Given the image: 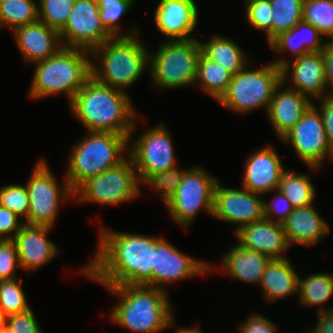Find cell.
Returning <instances> with one entry per match:
<instances>
[{
	"label": "cell",
	"instance_id": "obj_32",
	"mask_svg": "<svg viewBox=\"0 0 333 333\" xmlns=\"http://www.w3.org/2000/svg\"><path fill=\"white\" fill-rule=\"evenodd\" d=\"M137 0H98L99 17L103 26L113 36H133L140 33L138 25H134L131 30L125 32L121 27L123 16L131 11ZM122 32V33H121Z\"/></svg>",
	"mask_w": 333,
	"mask_h": 333
},
{
	"label": "cell",
	"instance_id": "obj_29",
	"mask_svg": "<svg viewBox=\"0 0 333 333\" xmlns=\"http://www.w3.org/2000/svg\"><path fill=\"white\" fill-rule=\"evenodd\" d=\"M301 277L299 275L298 303L306 308L320 306L318 314L332 309L333 305L326 306V303L333 296V272H316Z\"/></svg>",
	"mask_w": 333,
	"mask_h": 333
},
{
	"label": "cell",
	"instance_id": "obj_30",
	"mask_svg": "<svg viewBox=\"0 0 333 333\" xmlns=\"http://www.w3.org/2000/svg\"><path fill=\"white\" fill-rule=\"evenodd\" d=\"M311 178V174L284 169L277 189L284 194L294 209L312 205L316 198V186L311 182Z\"/></svg>",
	"mask_w": 333,
	"mask_h": 333
},
{
	"label": "cell",
	"instance_id": "obj_19",
	"mask_svg": "<svg viewBox=\"0 0 333 333\" xmlns=\"http://www.w3.org/2000/svg\"><path fill=\"white\" fill-rule=\"evenodd\" d=\"M275 149L267 144L247 156L241 178L242 187L262 196L278 188L285 167L281 155Z\"/></svg>",
	"mask_w": 333,
	"mask_h": 333
},
{
	"label": "cell",
	"instance_id": "obj_22",
	"mask_svg": "<svg viewBox=\"0 0 333 333\" xmlns=\"http://www.w3.org/2000/svg\"><path fill=\"white\" fill-rule=\"evenodd\" d=\"M12 36L28 65L51 57L62 47L59 32L40 20L15 28Z\"/></svg>",
	"mask_w": 333,
	"mask_h": 333
},
{
	"label": "cell",
	"instance_id": "obj_26",
	"mask_svg": "<svg viewBox=\"0 0 333 333\" xmlns=\"http://www.w3.org/2000/svg\"><path fill=\"white\" fill-rule=\"evenodd\" d=\"M282 225L290 246H314L331 231L314 204L293 209Z\"/></svg>",
	"mask_w": 333,
	"mask_h": 333
},
{
	"label": "cell",
	"instance_id": "obj_5",
	"mask_svg": "<svg viewBox=\"0 0 333 333\" xmlns=\"http://www.w3.org/2000/svg\"><path fill=\"white\" fill-rule=\"evenodd\" d=\"M32 65L35 68L29 98L41 100L62 94L70 104L91 76V53L81 48L62 46L51 57Z\"/></svg>",
	"mask_w": 333,
	"mask_h": 333
},
{
	"label": "cell",
	"instance_id": "obj_28",
	"mask_svg": "<svg viewBox=\"0 0 333 333\" xmlns=\"http://www.w3.org/2000/svg\"><path fill=\"white\" fill-rule=\"evenodd\" d=\"M208 38L204 42L199 38L202 53L232 75L237 74L253 60V57H250L232 38L221 36L218 33L212 34Z\"/></svg>",
	"mask_w": 333,
	"mask_h": 333
},
{
	"label": "cell",
	"instance_id": "obj_39",
	"mask_svg": "<svg viewBox=\"0 0 333 333\" xmlns=\"http://www.w3.org/2000/svg\"><path fill=\"white\" fill-rule=\"evenodd\" d=\"M0 206L14 212L25 222L29 212V195L26 185L10 183L1 186Z\"/></svg>",
	"mask_w": 333,
	"mask_h": 333
},
{
	"label": "cell",
	"instance_id": "obj_40",
	"mask_svg": "<svg viewBox=\"0 0 333 333\" xmlns=\"http://www.w3.org/2000/svg\"><path fill=\"white\" fill-rule=\"evenodd\" d=\"M244 16L249 26L265 33L266 42H271V26L273 18V9L270 0H258L247 4L243 8Z\"/></svg>",
	"mask_w": 333,
	"mask_h": 333
},
{
	"label": "cell",
	"instance_id": "obj_31",
	"mask_svg": "<svg viewBox=\"0 0 333 333\" xmlns=\"http://www.w3.org/2000/svg\"><path fill=\"white\" fill-rule=\"evenodd\" d=\"M233 75L224 67L208 59L202 52L198 60L195 86L218 101L226 92Z\"/></svg>",
	"mask_w": 333,
	"mask_h": 333
},
{
	"label": "cell",
	"instance_id": "obj_25",
	"mask_svg": "<svg viewBox=\"0 0 333 333\" xmlns=\"http://www.w3.org/2000/svg\"><path fill=\"white\" fill-rule=\"evenodd\" d=\"M221 255L220 267L217 268L216 265L213 267L212 263H209V272L221 271L230 276V279L260 286L265 267L270 261L268 256L243 248L236 242Z\"/></svg>",
	"mask_w": 333,
	"mask_h": 333
},
{
	"label": "cell",
	"instance_id": "obj_46",
	"mask_svg": "<svg viewBox=\"0 0 333 333\" xmlns=\"http://www.w3.org/2000/svg\"><path fill=\"white\" fill-rule=\"evenodd\" d=\"M313 104L319 109L322 115L325 132L331 149L333 150V94H329L325 98L320 99L318 105Z\"/></svg>",
	"mask_w": 333,
	"mask_h": 333
},
{
	"label": "cell",
	"instance_id": "obj_27",
	"mask_svg": "<svg viewBox=\"0 0 333 333\" xmlns=\"http://www.w3.org/2000/svg\"><path fill=\"white\" fill-rule=\"evenodd\" d=\"M290 258L270 259L260 284L262 299L269 304L298 294L299 275Z\"/></svg>",
	"mask_w": 333,
	"mask_h": 333
},
{
	"label": "cell",
	"instance_id": "obj_9",
	"mask_svg": "<svg viewBox=\"0 0 333 333\" xmlns=\"http://www.w3.org/2000/svg\"><path fill=\"white\" fill-rule=\"evenodd\" d=\"M25 183L29 195V212L24 224L54 227L60 204L75 200L67 179L59 183L46 159L40 157Z\"/></svg>",
	"mask_w": 333,
	"mask_h": 333
},
{
	"label": "cell",
	"instance_id": "obj_17",
	"mask_svg": "<svg viewBox=\"0 0 333 333\" xmlns=\"http://www.w3.org/2000/svg\"><path fill=\"white\" fill-rule=\"evenodd\" d=\"M281 73L282 82L287 87L309 97L313 102L330 94L326 91L322 51L311 52L288 61L281 67Z\"/></svg>",
	"mask_w": 333,
	"mask_h": 333
},
{
	"label": "cell",
	"instance_id": "obj_43",
	"mask_svg": "<svg viewBox=\"0 0 333 333\" xmlns=\"http://www.w3.org/2000/svg\"><path fill=\"white\" fill-rule=\"evenodd\" d=\"M7 326L11 333H43L34 311H26L9 315Z\"/></svg>",
	"mask_w": 333,
	"mask_h": 333
},
{
	"label": "cell",
	"instance_id": "obj_36",
	"mask_svg": "<svg viewBox=\"0 0 333 333\" xmlns=\"http://www.w3.org/2000/svg\"><path fill=\"white\" fill-rule=\"evenodd\" d=\"M21 278L0 281V308L9 316L31 308Z\"/></svg>",
	"mask_w": 333,
	"mask_h": 333
},
{
	"label": "cell",
	"instance_id": "obj_52",
	"mask_svg": "<svg viewBox=\"0 0 333 333\" xmlns=\"http://www.w3.org/2000/svg\"><path fill=\"white\" fill-rule=\"evenodd\" d=\"M244 1V6L245 5H247V4H251V3H253V2H255V1H258V0H243Z\"/></svg>",
	"mask_w": 333,
	"mask_h": 333
},
{
	"label": "cell",
	"instance_id": "obj_45",
	"mask_svg": "<svg viewBox=\"0 0 333 333\" xmlns=\"http://www.w3.org/2000/svg\"><path fill=\"white\" fill-rule=\"evenodd\" d=\"M24 225V221L14 212L0 206V235L6 240H13Z\"/></svg>",
	"mask_w": 333,
	"mask_h": 333
},
{
	"label": "cell",
	"instance_id": "obj_16",
	"mask_svg": "<svg viewBox=\"0 0 333 333\" xmlns=\"http://www.w3.org/2000/svg\"><path fill=\"white\" fill-rule=\"evenodd\" d=\"M167 240L163 238L155 246L152 287L168 293L167 285L173 282L210 273V262L182 252Z\"/></svg>",
	"mask_w": 333,
	"mask_h": 333
},
{
	"label": "cell",
	"instance_id": "obj_6",
	"mask_svg": "<svg viewBox=\"0 0 333 333\" xmlns=\"http://www.w3.org/2000/svg\"><path fill=\"white\" fill-rule=\"evenodd\" d=\"M128 137L112 132L86 131L71 147L65 178L75 192L86 180L118 165L128 155Z\"/></svg>",
	"mask_w": 333,
	"mask_h": 333
},
{
	"label": "cell",
	"instance_id": "obj_14",
	"mask_svg": "<svg viewBox=\"0 0 333 333\" xmlns=\"http://www.w3.org/2000/svg\"><path fill=\"white\" fill-rule=\"evenodd\" d=\"M59 36L62 46L90 52L113 37L101 22L95 0H76Z\"/></svg>",
	"mask_w": 333,
	"mask_h": 333
},
{
	"label": "cell",
	"instance_id": "obj_51",
	"mask_svg": "<svg viewBox=\"0 0 333 333\" xmlns=\"http://www.w3.org/2000/svg\"><path fill=\"white\" fill-rule=\"evenodd\" d=\"M0 333H11L10 329L8 328V326L6 325L4 328L0 329Z\"/></svg>",
	"mask_w": 333,
	"mask_h": 333
},
{
	"label": "cell",
	"instance_id": "obj_11",
	"mask_svg": "<svg viewBox=\"0 0 333 333\" xmlns=\"http://www.w3.org/2000/svg\"><path fill=\"white\" fill-rule=\"evenodd\" d=\"M135 165L128 155L118 165L86 180L75 192V203L117 206L138 199L141 195Z\"/></svg>",
	"mask_w": 333,
	"mask_h": 333
},
{
	"label": "cell",
	"instance_id": "obj_53",
	"mask_svg": "<svg viewBox=\"0 0 333 333\" xmlns=\"http://www.w3.org/2000/svg\"><path fill=\"white\" fill-rule=\"evenodd\" d=\"M5 240L3 236L0 235V244Z\"/></svg>",
	"mask_w": 333,
	"mask_h": 333
},
{
	"label": "cell",
	"instance_id": "obj_2",
	"mask_svg": "<svg viewBox=\"0 0 333 333\" xmlns=\"http://www.w3.org/2000/svg\"><path fill=\"white\" fill-rule=\"evenodd\" d=\"M132 104L127 92L102 84L90 76L68 107L85 131L112 132L129 138L140 115Z\"/></svg>",
	"mask_w": 333,
	"mask_h": 333
},
{
	"label": "cell",
	"instance_id": "obj_44",
	"mask_svg": "<svg viewBox=\"0 0 333 333\" xmlns=\"http://www.w3.org/2000/svg\"><path fill=\"white\" fill-rule=\"evenodd\" d=\"M248 318L238 324L239 333H276V322L267 318V316L257 313H252Z\"/></svg>",
	"mask_w": 333,
	"mask_h": 333
},
{
	"label": "cell",
	"instance_id": "obj_13",
	"mask_svg": "<svg viewBox=\"0 0 333 333\" xmlns=\"http://www.w3.org/2000/svg\"><path fill=\"white\" fill-rule=\"evenodd\" d=\"M280 141L293 147L302 164L308 170L321 172L323 163L333 161V150L325 132V126L319 109L312 104ZM326 161V162H325Z\"/></svg>",
	"mask_w": 333,
	"mask_h": 333
},
{
	"label": "cell",
	"instance_id": "obj_18",
	"mask_svg": "<svg viewBox=\"0 0 333 333\" xmlns=\"http://www.w3.org/2000/svg\"><path fill=\"white\" fill-rule=\"evenodd\" d=\"M154 11V25L164 40L197 38L199 8L196 0H159Z\"/></svg>",
	"mask_w": 333,
	"mask_h": 333
},
{
	"label": "cell",
	"instance_id": "obj_20",
	"mask_svg": "<svg viewBox=\"0 0 333 333\" xmlns=\"http://www.w3.org/2000/svg\"><path fill=\"white\" fill-rule=\"evenodd\" d=\"M53 227L24 224L13 239L17 246L20 269L30 275L47 266L58 256L59 245L48 238Z\"/></svg>",
	"mask_w": 333,
	"mask_h": 333
},
{
	"label": "cell",
	"instance_id": "obj_10",
	"mask_svg": "<svg viewBox=\"0 0 333 333\" xmlns=\"http://www.w3.org/2000/svg\"><path fill=\"white\" fill-rule=\"evenodd\" d=\"M200 165L188 167L173 196L164 205L178 226L188 229L199 212L212 216L215 187L219 179Z\"/></svg>",
	"mask_w": 333,
	"mask_h": 333
},
{
	"label": "cell",
	"instance_id": "obj_47",
	"mask_svg": "<svg viewBox=\"0 0 333 333\" xmlns=\"http://www.w3.org/2000/svg\"><path fill=\"white\" fill-rule=\"evenodd\" d=\"M327 91L333 94V40H327L322 50Z\"/></svg>",
	"mask_w": 333,
	"mask_h": 333
},
{
	"label": "cell",
	"instance_id": "obj_21",
	"mask_svg": "<svg viewBox=\"0 0 333 333\" xmlns=\"http://www.w3.org/2000/svg\"><path fill=\"white\" fill-rule=\"evenodd\" d=\"M241 247L259 252L270 259L287 258L291 247L281 223L262 219L241 227L233 234Z\"/></svg>",
	"mask_w": 333,
	"mask_h": 333
},
{
	"label": "cell",
	"instance_id": "obj_37",
	"mask_svg": "<svg viewBox=\"0 0 333 333\" xmlns=\"http://www.w3.org/2000/svg\"><path fill=\"white\" fill-rule=\"evenodd\" d=\"M76 0H37L38 17L47 26L60 32Z\"/></svg>",
	"mask_w": 333,
	"mask_h": 333
},
{
	"label": "cell",
	"instance_id": "obj_24",
	"mask_svg": "<svg viewBox=\"0 0 333 333\" xmlns=\"http://www.w3.org/2000/svg\"><path fill=\"white\" fill-rule=\"evenodd\" d=\"M324 38L311 24L301 21L291 30L279 34L268 44V47L275 54H280V56L272 61L281 68L292 59L311 52H320L325 48L327 43V40H324ZM287 52L291 53L289 59L284 56Z\"/></svg>",
	"mask_w": 333,
	"mask_h": 333
},
{
	"label": "cell",
	"instance_id": "obj_8",
	"mask_svg": "<svg viewBox=\"0 0 333 333\" xmlns=\"http://www.w3.org/2000/svg\"><path fill=\"white\" fill-rule=\"evenodd\" d=\"M254 64L251 60L233 75L226 92L217 101L222 107L241 116L258 109L266 114L273 94L282 82L281 68L273 61L261 67Z\"/></svg>",
	"mask_w": 333,
	"mask_h": 333
},
{
	"label": "cell",
	"instance_id": "obj_38",
	"mask_svg": "<svg viewBox=\"0 0 333 333\" xmlns=\"http://www.w3.org/2000/svg\"><path fill=\"white\" fill-rule=\"evenodd\" d=\"M187 168L180 169L176 166L164 172L150 174L142 183L149 186L163 202V205L173 196L178 188Z\"/></svg>",
	"mask_w": 333,
	"mask_h": 333
},
{
	"label": "cell",
	"instance_id": "obj_15",
	"mask_svg": "<svg viewBox=\"0 0 333 333\" xmlns=\"http://www.w3.org/2000/svg\"><path fill=\"white\" fill-rule=\"evenodd\" d=\"M240 187L241 189L225 187L219 180L214 193L212 218L235 225L232 226L233 234L241 227L264 218V197Z\"/></svg>",
	"mask_w": 333,
	"mask_h": 333
},
{
	"label": "cell",
	"instance_id": "obj_35",
	"mask_svg": "<svg viewBox=\"0 0 333 333\" xmlns=\"http://www.w3.org/2000/svg\"><path fill=\"white\" fill-rule=\"evenodd\" d=\"M302 21L315 27L326 40H333V0H304Z\"/></svg>",
	"mask_w": 333,
	"mask_h": 333
},
{
	"label": "cell",
	"instance_id": "obj_42",
	"mask_svg": "<svg viewBox=\"0 0 333 333\" xmlns=\"http://www.w3.org/2000/svg\"><path fill=\"white\" fill-rule=\"evenodd\" d=\"M276 194L273 199H263V217L272 222L283 223L293 212V207L284 194L278 189L274 190Z\"/></svg>",
	"mask_w": 333,
	"mask_h": 333
},
{
	"label": "cell",
	"instance_id": "obj_48",
	"mask_svg": "<svg viewBox=\"0 0 333 333\" xmlns=\"http://www.w3.org/2000/svg\"><path fill=\"white\" fill-rule=\"evenodd\" d=\"M314 325L312 328L308 327L306 331L308 333H333V308L318 314Z\"/></svg>",
	"mask_w": 333,
	"mask_h": 333
},
{
	"label": "cell",
	"instance_id": "obj_4",
	"mask_svg": "<svg viewBox=\"0 0 333 333\" xmlns=\"http://www.w3.org/2000/svg\"><path fill=\"white\" fill-rule=\"evenodd\" d=\"M146 45L141 32L111 37L90 52L91 76L102 84L128 92L149 71L150 48Z\"/></svg>",
	"mask_w": 333,
	"mask_h": 333
},
{
	"label": "cell",
	"instance_id": "obj_50",
	"mask_svg": "<svg viewBox=\"0 0 333 333\" xmlns=\"http://www.w3.org/2000/svg\"><path fill=\"white\" fill-rule=\"evenodd\" d=\"M8 315L0 308V329L7 325Z\"/></svg>",
	"mask_w": 333,
	"mask_h": 333
},
{
	"label": "cell",
	"instance_id": "obj_1",
	"mask_svg": "<svg viewBox=\"0 0 333 333\" xmlns=\"http://www.w3.org/2000/svg\"><path fill=\"white\" fill-rule=\"evenodd\" d=\"M98 229L95 255L79 273L101 286L152 287L155 246L164 236Z\"/></svg>",
	"mask_w": 333,
	"mask_h": 333
},
{
	"label": "cell",
	"instance_id": "obj_33",
	"mask_svg": "<svg viewBox=\"0 0 333 333\" xmlns=\"http://www.w3.org/2000/svg\"><path fill=\"white\" fill-rule=\"evenodd\" d=\"M38 20V2L35 0H5L0 4V29L9 27L12 32Z\"/></svg>",
	"mask_w": 333,
	"mask_h": 333
},
{
	"label": "cell",
	"instance_id": "obj_34",
	"mask_svg": "<svg viewBox=\"0 0 333 333\" xmlns=\"http://www.w3.org/2000/svg\"><path fill=\"white\" fill-rule=\"evenodd\" d=\"M273 9L271 41L302 21L304 0H270Z\"/></svg>",
	"mask_w": 333,
	"mask_h": 333
},
{
	"label": "cell",
	"instance_id": "obj_41",
	"mask_svg": "<svg viewBox=\"0 0 333 333\" xmlns=\"http://www.w3.org/2000/svg\"><path fill=\"white\" fill-rule=\"evenodd\" d=\"M20 270L17 246L14 240H4L0 244V281L18 277Z\"/></svg>",
	"mask_w": 333,
	"mask_h": 333
},
{
	"label": "cell",
	"instance_id": "obj_49",
	"mask_svg": "<svg viewBox=\"0 0 333 333\" xmlns=\"http://www.w3.org/2000/svg\"><path fill=\"white\" fill-rule=\"evenodd\" d=\"M176 333H203V331L201 330V328L197 325H193V326H189L186 328V326L184 327H179L176 330Z\"/></svg>",
	"mask_w": 333,
	"mask_h": 333
},
{
	"label": "cell",
	"instance_id": "obj_3",
	"mask_svg": "<svg viewBox=\"0 0 333 333\" xmlns=\"http://www.w3.org/2000/svg\"><path fill=\"white\" fill-rule=\"evenodd\" d=\"M103 287L119 300L108 315L116 326L135 333H161L176 326L167 292L145 285Z\"/></svg>",
	"mask_w": 333,
	"mask_h": 333
},
{
	"label": "cell",
	"instance_id": "obj_23",
	"mask_svg": "<svg viewBox=\"0 0 333 333\" xmlns=\"http://www.w3.org/2000/svg\"><path fill=\"white\" fill-rule=\"evenodd\" d=\"M314 102L298 91L287 87L283 82L276 88L266 116L271 128L280 140Z\"/></svg>",
	"mask_w": 333,
	"mask_h": 333
},
{
	"label": "cell",
	"instance_id": "obj_7",
	"mask_svg": "<svg viewBox=\"0 0 333 333\" xmlns=\"http://www.w3.org/2000/svg\"><path fill=\"white\" fill-rule=\"evenodd\" d=\"M201 45L197 38L165 40L157 50H149L150 87L159 93L195 86Z\"/></svg>",
	"mask_w": 333,
	"mask_h": 333
},
{
	"label": "cell",
	"instance_id": "obj_12",
	"mask_svg": "<svg viewBox=\"0 0 333 333\" xmlns=\"http://www.w3.org/2000/svg\"><path fill=\"white\" fill-rule=\"evenodd\" d=\"M143 117L145 118L142 115L137 117L128 138V153L135 165L140 183L150 174L164 172L178 165L173 138L167 125L158 123L136 137L137 123L140 122V118L143 120Z\"/></svg>",
	"mask_w": 333,
	"mask_h": 333
}]
</instances>
